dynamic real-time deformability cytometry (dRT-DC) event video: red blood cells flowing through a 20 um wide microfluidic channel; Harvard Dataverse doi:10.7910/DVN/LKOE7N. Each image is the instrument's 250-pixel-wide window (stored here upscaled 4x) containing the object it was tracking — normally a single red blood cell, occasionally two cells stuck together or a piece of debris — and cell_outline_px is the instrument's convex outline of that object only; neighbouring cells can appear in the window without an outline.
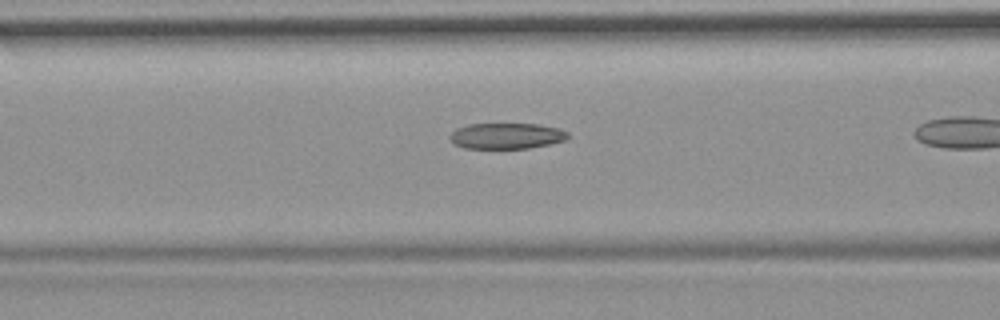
{"species": "common noctule bat (a hibernating species)", "species_latin": "Nyctalus noctula", "temperature_condition": "room temperature", "stored_images_in_passage": 36, "camera_frame_rate_fps": 3000, "um_per_image_px": 0.085, "animal": {"sex": "female", "body_mass_g": 19.9}, "frame": {"image": 1, "passage_image": 16, "time_ms": 5.0, "image_size_px": [1000, 320], "cell_outline_px": [[568, 136], [564, 140], [548, 144], [528, 148], [464, 148], [452, 144], [448, 140], [448, 136], [456, 128], [468, 124], [536, 124], [556, 128], [568, 132]], "centroid_in_image_um": [42.95, 11.55], "position_along_channel_um": 123.6, "area_um2": 17.74}}